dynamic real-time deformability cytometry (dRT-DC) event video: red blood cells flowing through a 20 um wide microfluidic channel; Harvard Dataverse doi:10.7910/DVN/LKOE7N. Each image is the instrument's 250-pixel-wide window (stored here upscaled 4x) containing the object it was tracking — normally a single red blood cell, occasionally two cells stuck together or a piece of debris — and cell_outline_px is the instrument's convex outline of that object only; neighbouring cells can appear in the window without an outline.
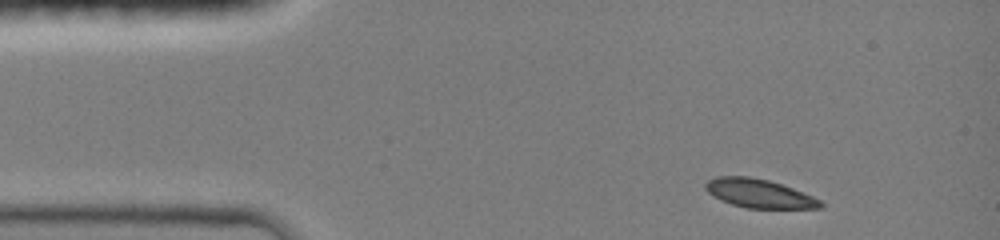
{"species": "common noctule bat (a hibernating species)", "species_latin": "Nyctalus noctula", "temperature_condition": "room temperature", "stored_images_in_passage": 19, "camera_frame_rate_fps": 3000, "um_per_image_px": 0.085, "animal": {"sex": "female", "body_mass_g": 19.0, "forearm_length_mm": 51.5}, "frame": {"image": 1, "passage_image": 1, "time_ms": 0.0, "image_size_px": [1000, 240], "cell_outline_px": [[824, 204], [820, 208], [748, 208], [732, 204], [720, 200], [712, 196], [704, 188], [704, 184], [708, 180], [716, 176], [748, 176], [768, 180], [792, 188], [812, 196], [820, 200]], "centroid_in_image_um": [64.47, 16.44], "position_along_channel_um": 20.5, "area_um2": 19.13}}
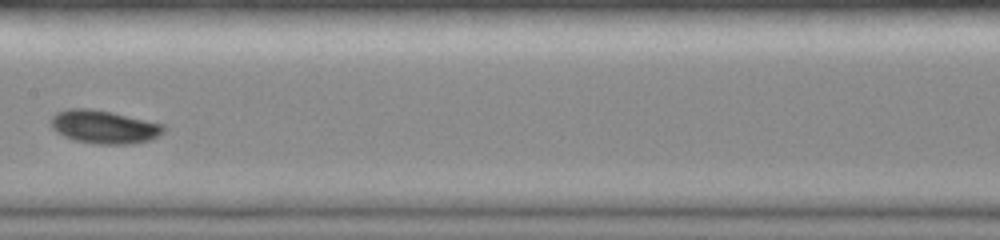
{"frame": {"image": 2, "passage_image": 11, "time_ms": 6.0, "image_size_px": [1000, 240], "cell_outline_px": [[164, 132], [148, 140], [128, 144], [96, 144], [76, 140], [64, 136], [56, 132], [52, 128], [52, 116], [56, 112], [68, 108], [92, 108], [112, 112], [164, 124]], "centroid_in_image_um": [8.82, 10.77], "position_along_channel_um": 198.6, "area_um2": 21.73}}
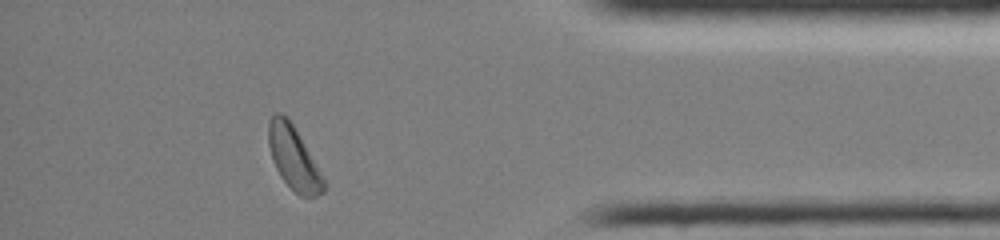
{"frame": {"image": 3, "passage_image": 19, "time_ms": 11.667, "image_size_px": [1000, 240], "cell_outline_px": [[328, 184], [324, 192], [316, 196], [300, 196], [280, 176], [272, 160], [268, 144], [268, 120], [276, 112], [280, 112], [288, 116]], "centroid_in_image_um": [24.96, 13.41], "position_along_channel_um": 410.2, "area_um2": 20.4}, "authors_computed_cell_mechanics": {"area_um2": 20.2878, "velocity_mm_per_s": 4.1035, "shape_relaxation_time_tau1_ms": 1.9511, "shape_relaxation_time_tau2_ms": null, "deformation_change_tau1": 0.0838, "deformation_change_tau2": null}}